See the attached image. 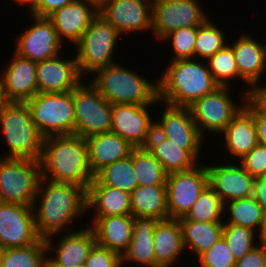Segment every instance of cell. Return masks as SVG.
I'll return each instance as SVG.
<instances>
[{
  "mask_svg": "<svg viewBox=\"0 0 266 267\" xmlns=\"http://www.w3.org/2000/svg\"><path fill=\"white\" fill-rule=\"evenodd\" d=\"M32 207L38 236L41 239L53 235L60 237L66 230L71 232L75 228L73 222L85 218L83 215L88 213L87 190L77 184L42 178Z\"/></svg>",
  "mask_w": 266,
  "mask_h": 267,
  "instance_id": "6da1fadb",
  "label": "cell"
},
{
  "mask_svg": "<svg viewBox=\"0 0 266 267\" xmlns=\"http://www.w3.org/2000/svg\"><path fill=\"white\" fill-rule=\"evenodd\" d=\"M42 178L72 183L88 189L94 179L89 166L86 139L77 135L44 137L41 156Z\"/></svg>",
  "mask_w": 266,
  "mask_h": 267,
  "instance_id": "7a4b0ae2",
  "label": "cell"
},
{
  "mask_svg": "<svg viewBox=\"0 0 266 267\" xmlns=\"http://www.w3.org/2000/svg\"><path fill=\"white\" fill-rule=\"evenodd\" d=\"M169 62L158 78V100L161 103L189 107L219 87L206 61L188 58Z\"/></svg>",
  "mask_w": 266,
  "mask_h": 267,
  "instance_id": "3957f363",
  "label": "cell"
},
{
  "mask_svg": "<svg viewBox=\"0 0 266 267\" xmlns=\"http://www.w3.org/2000/svg\"><path fill=\"white\" fill-rule=\"evenodd\" d=\"M118 62L96 71L90 83L112 105H160L158 79L156 82L141 76L131 68Z\"/></svg>",
  "mask_w": 266,
  "mask_h": 267,
  "instance_id": "277c9868",
  "label": "cell"
},
{
  "mask_svg": "<svg viewBox=\"0 0 266 267\" xmlns=\"http://www.w3.org/2000/svg\"><path fill=\"white\" fill-rule=\"evenodd\" d=\"M0 127L8 148L2 158L41 160L44 136L32 121L26 102H10L3 108Z\"/></svg>",
  "mask_w": 266,
  "mask_h": 267,
  "instance_id": "5b68a950",
  "label": "cell"
},
{
  "mask_svg": "<svg viewBox=\"0 0 266 267\" xmlns=\"http://www.w3.org/2000/svg\"><path fill=\"white\" fill-rule=\"evenodd\" d=\"M121 33L97 14L88 29L74 45L78 70L82 78L114 63L116 49Z\"/></svg>",
  "mask_w": 266,
  "mask_h": 267,
  "instance_id": "8992f818",
  "label": "cell"
},
{
  "mask_svg": "<svg viewBox=\"0 0 266 267\" xmlns=\"http://www.w3.org/2000/svg\"><path fill=\"white\" fill-rule=\"evenodd\" d=\"M41 180L40 160L0 157V202L32 206Z\"/></svg>",
  "mask_w": 266,
  "mask_h": 267,
  "instance_id": "52a82bcc",
  "label": "cell"
},
{
  "mask_svg": "<svg viewBox=\"0 0 266 267\" xmlns=\"http://www.w3.org/2000/svg\"><path fill=\"white\" fill-rule=\"evenodd\" d=\"M32 121L44 136L75 135V110L72 91L41 93L26 101Z\"/></svg>",
  "mask_w": 266,
  "mask_h": 267,
  "instance_id": "ba28073f",
  "label": "cell"
},
{
  "mask_svg": "<svg viewBox=\"0 0 266 267\" xmlns=\"http://www.w3.org/2000/svg\"><path fill=\"white\" fill-rule=\"evenodd\" d=\"M230 90L231 87L219 86L189 106L193 120L204 138L206 133L219 136L245 106L248 96L241 94V103L235 102Z\"/></svg>",
  "mask_w": 266,
  "mask_h": 267,
  "instance_id": "9c48e42d",
  "label": "cell"
},
{
  "mask_svg": "<svg viewBox=\"0 0 266 267\" xmlns=\"http://www.w3.org/2000/svg\"><path fill=\"white\" fill-rule=\"evenodd\" d=\"M85 78L72 90L75 135L89 136L111 131L112 104Z\"/></svg>",
  "mask_w": 266,
  "mask_h": 267,
  "instance_id": "30bf717a",
  "label": "cell"
},
{
  "mask_svg": "<svg viewBox=\"0 0 266 267\" xmlns=\"http://www.w3.org/2000/svg\"><path fill=\"white\" fill-rule=\"evenodd\" d=\"M200 0H156L152 2V36L161 41L170 32L198 27L208 19Z\"/></svg>",
  "mask_w": 266,
  "mask_h": 267,
  "instance_id": "8fae6325",
  "label": "cell"
},
{
  "mask_svg": "<svg viewBox=\"0 0 266 267\" xmlns=\"http://www.w3.org/2000/svg\"><path fill=\"white\" fill-rule=\"evenodd\" d=\"M208 185L205 163L199 162L192 169L168 174L166 187L169 218L185 217Z\"/></svg>",
  "mask_w": 266,
  "mask_h": 267,
  "instance_id": "7c38bea8",
  "label": "cell"
},
{
  "mask_svg": "<svg viewBox=\"0 0 266 267\" xmlns=\"http://www.w3.org/2000/svg\"><path fill=\"white\" fill-rule=\"evenodd\" d=\"M98 14L122 36L152 32V2L149 0H105L98 7Z\"/></svg>",
  "mask_w": 266,
  "mask_h": 267,
  "instance_id": "4fadbf2b",
  "label": "cell"
},
{
  "mask_svg": "<svg viewBox=\"0 0 266 267\" xmlns=\"http://www.w3.org/2000/svg\"><path fill=\"white\" fill-rule=\"evenodd\" d=\"M33 24L24 29L16 40L14 52L23 58L38 62L63 53V42L48 17L30 15Z\"/></svg>",
  "mask_w": 266,
  "mask_h": 267,
  "instance_id": "5bb4252c",
  "label": "cell"
},
{
  "mask_svg": "<svg viewBox=\"0 0 266 267\" xmlns=\"http://www.w3.org/2000/svg\"><path fill=\"white\" fill-rule=\"evenodd\" d=\"M39 239L32 206L0 202V249L26 247Z\"/></svg>",
  "mask_w": 266,
  "mask_h": 267,
  "instance_id": "9a60e30c",
  "label": "cell"
},
{
  "mask_svg": "<svg viewBox=\"0 0 266 267\" xmlns=\"http://www.w3.org/2000/svg\"><path fill=\"white\" fill-rule=\"evenodd\" d=\"M152 105H125L114 104L112 106L111 131L129 142L134 148H145L152 132L155 121L152 113Z\"/></svg>",
  "mask_w": 266,
  "mask_h": 267,
  "instance_id": "2e32d148",
  "label": "cell"
},
{
  "mask_svg": "<svg viewBox=\"0 0 266 267\" xmlns=\"http://www.w3.org/2000/svg\"><path fill=\"white\" fill-rule=\"evenodd\" d=\"M83 227L82 230L77 226V230L75 228L66 234L62 233L56 242L54 235L45 239L49 256L48 267H74L85 263L97 242L93 229L88 225ZM51 251L54 254L50 255Z\"/></svg>",
  "mask_w": 266,
  "mask_h": 267,
  "instance_id": "e0dca14e",
  "label": "cell"
},
{
  "mask_svg": "<svg viewBox=\"0 0 266 267\" xmlns=\"http://www.w3.org/2000/svg\"><path fill=\"white\" fill-rule=\"evenodd\" d=\"M249 34L241 31L237 40L229 44L239 71V80L247 84V89L242 87L240 93L247 96H251L253 89L261 83L262 76L266 74V43L263 44Z\"/></svg>",
  "mask_w": 266,
  "mask_h": 267,
  "instance_id": "ac0fdd59",
  "label": "cell"
},
{
  "mask_svg": "<svg viewBox=\"0 0 266 267\" xmlns=\"http://www.w3.org/2000/svg\"><path fill=\"white\" fill-rule=\"evenodd\" d=\"M223 160L227 163L220 164L219 162V165L217 162L215 165L207 163L209 186L224 204L228 201L252 197L256 178L250 175L239 161L232 163L231 159L230 163V160L228 162L226 158Z\"/></svg>",
  "mask_w": 266,
  "mask_h": 267,
  "instance_id": "d6986e66",
  "label": "cell"
},
{
  "mask_svg": "<svg viewBox=\"0 0 266 267\" xmlns=\"http://www.w3.org/2000/svg\"><path fill=\"white\" fill-rule=\"evenodd\" d=\"M163 104L165 110L159 118L157 116L154 119V129L175 144L183 145L185 150H202L204 137L200 134L189 107Z\"/></svg>",
  "mask_w": 266,
  "mask_h": 267,
  "instance_id": "ffe728a7",
  "label": "cell"
},
{
  "mask_svg": "<svg viewBox=\"0 0 266 267\" xmlns=\"http://www.w3.org/2000/svg\"><path fill=\"white\" fill-rule=\"evenodd\" d=\"M61 54L36 62L38 92H69L82 81L75 53L70 59L62 57Z\"/></svg>",
  "mask_w": 266,
  "mask_h": 267,
  "instance_id": "44dd1931",
  "label": "cell"
},
{
  "mask_svg": "<svg viewBox=\"0 0 266 267\" xmlns=\"http://www.w3.org/2000/svg\"><path fill=\"white\" fill-rule=\"evenodd\" d=\"M98 14V7L88 0H74L55 10L48 18L52 21L59 39L75 45Z\"/></svg>",
  "mask_w": 266,
  "mask_h": 267,
  "instance_id": "7402d4cb",
  "label": "cell"
},
{
  "mask_svg": "<svg viewBox=\"0 0 266 267\" xmlns=\"http://www.w3.org/2000/svg\"><path fill=\"white\" fill-rule=\"evenodd\" d=\"M12 61L2 71L10 102H26L38 93L36 62L13 52Z\"/></svg>",
  "mask_w": 266,
  "mask_h": 267,
  "instance_id": "603a6c76",
  "label": "cell"
},
{
  "mask_svg": "<svg viewBox=\"0 0 266 267\" xmlns=\"http://www.w3.org/2000/svg\"><path fill=\"white\" fill-rule=\"evenodd\" d=\"M90 220L91 223H86L93 229L97 244L115 251L122 257L130 245L134 216L132 214L113 215L93 217Z\"/></svg>",
  "mask_w": 266,
  "mask_h": 267,
  "instance_id": "cb8c5ba5",
  "label": "cell"
},
{
  "mask_svg": "<svg viewBox=\"0 0 266 267\" xmlns=\"http://www.w3.org/2000/svg\"><path fill=\"white\" fill-rule=\"evenodd\" d=\"M145 149L162 164L167 174L192 169L202 158V150H185L183 145L175 144L155 129Z\"/></svg>",
  "mask_w": 266,
  "mask_h": 267,
  "instance_id": "d4e9b609",
  "label": "cell"
},
{
  "mask_svg": "<svg viewBox=\"0 0 266 267\" xmlns=\"http://www.w3.org/2000/svg\"><path fill=\"white\" fill-rule=\"evenodd\" d=\"M86 143L89 166L93 175L105 166L129 157L135 149L112 131L89 136L86 138Z\"/></svg>",
  "mask_w": 266,
  "mask_h": 267,
  "instance_id": "484cf974",
  "label": "cell"
},
{
  "mask_svg": "<svg viewBox=\"0 0 266 267\" xmlns=\"http://www.w3.org/2000/svg\"><path fill=\"white\" fill-rule=\"evenodd\" d=\"M220 136L223 137L225 143L223 146L226 148V152L230 154L228 159L233 157L232 161H240L258 144L257 130L253 115L243 107L219 137Z\"/></svg>",
  "mask_w": 266,
  "mask_h": 267,
  "instance_id": "4316f807",
  "label": "cell"
},
{
  "mask_svg": "<svg viewBox=\"0 0 266 267\" xmlns=\"http://www.w3.org/2000/svg\"><path fill=\"white\" fill-rule=\"evenodd\" d=\"M158 221L154 217H134L130 245L121 257L122 267L129 263L144 267H156L153 238Z\"/></svg>",
  "mask_w": 266,
  "mask_h": 267,
  "instance_id": "83f0119b",
  "label": "cell"
},
{
  "mask_svg": "<svg viewBox=\"0 0 266 267\" xmlns=\"http://www.w3.org/2000/svg\"><path fill=\"white\" fill-rule=\"evenodd\" d=\"M153 241L156 267L176 266L179 258L186 254L178 219L159 220L155 226Z\"/></svg>",
  "mask_w": 266,
  "mask_h": 267,
  "instance_id": "f1b7e54d",
  "label": "cell"
},
{
  "mask_svg": "<svg viewBox=\"0 0 266 267\" xmlns=\"http://www.w3.org/2000/svg\"><path fill=\"white\" fill-rule=\"evenodd\" d=\"M87 210L93 211V217L131 214L130 193L102 184H90L87 189Z\"/></svg>",
  "mask_w": 266,
  "mask_h": 267,
  "instance_id": "f546056e",
  "label": "cell"
},
{
  "mask_svg": "<svg viewBox=\"0 0 266 267\" xmlns=\"http://www.w3.org/2000/svg\"><path fill=\"white\" fill-rule=\"evenodd\" d=\"M185 251L191 250L196 258L211 248L223 235L224 222L191 221L185 217L178 219ZM189 248V249H188Z\"/></svg>",
  "mask_w": 266,
  "mask_h": 267,
  "instance_id": "4dcf8cb0",
  "label": "cell"
},
{
  "mask_svg": "<svg viewBox=\"0 0 266 267\" xmlns=\"http://www.w3.org/2000/svg\"><path fill=\"white\" fill-rule=\"evenodd\" d=\"M131 196V214L134 217L169 219L166 185L137 186Z\"/></svg>",
  "mask_w": 266,
  "mask_h": 267,
  "instance_id": "1f68e13d",
  "label": "cell"
},
{
  "mask_svg": "<svg viewBox=\"0 0 266 267\" xmlns=\"http://www.w3.org/2000/svg\"><path fill=\"white\" fill-rule=\"evenodd\" d=\"M224 216L227 218L224 219V224L248 227L260 235L264 226L265 210L252 196L226 202Z\"/></svg>",
  "mask_w": 266,
  "mask_h": 267,
  "instance_id": "d6a6232c",
  "label": "cell"
},
{
  "mask_svg": "<svg viewBox=\"0 0 266 267\" xmlns=\"http://www.w3.org/2000/svg\"><path fill=\"white\" fill-rule=\"evenodd\" d=\"M0 267H48L45 239L26 247L0 249Z\"/></svg>",
  "mask_w": 266,
  "mask_h": 267,
  "instance_id": "836d02e7",
  "label": "cell"
},
{
  "mask_svg": "<svg viewBox=\"0 0 266 267\" xmlns=\"http://www.w3.org/2000/svg\"><path fill=\"white\" fill-rule=\"evenodd\" d=\"M90 184H102L131 194L138 186L132 164V152L129 157L107 165L98 171Z\"/></svg>",
  "mask_w": 266,
  "mask_h": 267,
  "instance_id": "e575fe53",
  "label": "cell"
},
{
  "mask_svg": "<svg viewBox=\"0 0 266 267\" xmlns=\"http://www.w3.org/2000/svg\"><path fill=\"white\" fill-rule=\"evenodd\" d=\"M132 164L138 186L166 185L167 173L162 164L145 148L132 151Z\"/></svg>",
  "mask_w": 266,
  "mask_h": 267,
  "instance_id": "d590c367",
  "label": "cell"
},
{
  "mask_svg": "<svg viewBox=\"0 0 266 267\" xmlns=\"http://www.w3.org/2000/svg\"><path fill=\"white\" fill-rule=\"evenodd\" d=\"M210 18L198 26L197 37L194 46V58L207 61L217 51L223 49L227 44L225 33L216 26ZM198 57V58H197Z\"/></svg>",
  "mask_w": 266,
  "mask_h": 267,
  "instance_id": "8d00e7d4",
  "label": "cell"
},
{
  "mask_svg": "<svg viewBox=\"0 0 266 267\" xmlns=\"http://www.w3.org/2000/svg\"><path fill=\"white\" fill-rule=\"evenodd\" d=\"M185 218L195 222L224 221V203L208 185L186 214Z\"/></svg>",
  "mask_w": 266,
  "mask_h": 267,
  "instance_id": "74e56055",
  "label": "cell"
},
{
  "mask_svg": "<svg viewBox=\"0 0 266 267\" xmlns=\"http://www.w3.org/2000/svg\"><path fill=\"white\" fill-rule=\"evenodd\" d=\"M208 68L215 83L220 87H233L232 82L239 79V71L235 62L232 47L227 44L207 61ZM235 78V79H234ZM232 79H234L232 81Z\"/></svg>",
  "mask_w": 266,
  "mask_h": 267,
  "instance_id": "f35d334b",
  "label": "cell"
},
{
  "mask_svg": "<svg viewBox=\"0 0 266 267\" xmlns=\"http://www.w3.org/2000/svg\"><path fill=\"white\" fill-rule=\"evenodd\" d=\"M222 237L226 240L236 261L260 244V237L256 231L233 224H224Z\"/></svg>",
  "mask_w": 266,
  "mask_h": 267,
  "instance_id": "ab89813d",
  "label": "cell"
},
{
  "mask_svg": "<svg viewBox=\"0 0 266 267\" xmlns=\"http://www.w3.org/2000/svg\"><path fill=\"white\" fill-rule=\"evenodd\" d=\"M198 27H185L176 29L166 35L161 41H170L171 60L194 58V46L197 37Z\"/></svg>",
  "mask_w": 266,
  "mask_h": 267,
  "instance_id": "60d3db41",
  "label": "cell"
},
{
  "mask_svg": "<svg viewBox=\"0 0 266 267\" xmlns=\"http://www.w3.org/2000/svg\"><path fill=\"white\" fill-rule=\"evenodd\" d=\"M197 259V265L200 267H234L236 263V259L223 237L211 248L201 253Z\"/></svg>",
  "mask_w": 266,
  "mask_h": 267,
  "instance_id": "b9f144b4",
  "label": "cell"
},
{
  "mask_svg": "<svg viewBox=\"0 0 266 267\" xmlns=\"http://www.w3.org/2000/svg\"><path fill=\"white\" fill-rule=\"evenodd\" d=\"M86 267H122L121 256L97 243L94 245L85 261Z\"/></svg>",
  "mask_w": 266,
  "mask_h": 267,
  "instance_id": "7bdbcfd3",
  "label": "cell"
},
{
  "mask_svg": "<svg viewBox=\"0 0 266 267\" xmlns=\"http://www.w3.org/2000/svg\"><path fill=\"white\" fill-rule=\"evenodd\" d=\"M239 162L255 178L266 175V146L257 144Z\"/></svg>",
  "mask_w": 266,
  "mask_h": 267,
  "instance_id": "ee69618b",
  "label": "cell"
},
{
  "mask_svg": "<svg viewBox=\"0 0 266 267\" xmlns=\"http://www.w3.org/2000/svg\"><path fill=\"white\" fill-rule=\"evenodd\" d=\"M244 107L255 120L258 144L266 146V111L251 96L246 99Z\"/></svg>",
  "mask_w": 266,
  "mask_h": 267,
  "instance_id": "f6af8a7d",
  "label": "cell"
},
{
  "mask_svg": "<svg viewBox=\"0 0 266 267\" xmlns=\"http://www.w3.org/2000/svg\"><path fill=\"white\" fill-rule=\"evenodd\" d=\"M234 267H266V245L260 243L236 261Z\"/></svg>",
  "mask_w": 266,
  "mask_h": 267,
  "instance_id": "bcb514c9",
  "label": "cell"
},
{
  "mask_svg": "<svg viewBox=\"0 0 266 267\" xmlns=\"http://www.w3.org/2000/svg\"><path fill=\"white\" fill-rule=\"evenodd\" d=\"M74 0H39V17H48L55 10L69 5Z\"/></svg>",
  "mask_w": 266,
  "mask_h": 267,
  "instance_id": "7dc6e473",
  "label": "cell"
},
{
  "mask_svg": "<svg viewBox=\"0 0 266 267\" xmlns=\"http://www.w3.org/2000/svg\"><path fill=\"white\" fill-rule=\"evenodd\" d=\"M253 197L266 211V175L256 178Z\"/></svg>",
  "mask_w": 266,
  "mask_h": 267,
  "instance_id": "c3c4849f",
  "label": "cell"
},
{
  "mask_svg": "<svg viewBox=\"0 0 266 267\" xmlns=\"http://www.w3.org/2000/svg\"><path fill=\"white\" fill-rule=\"evenodd\" d=\"M251 97L266 111V83L257 85L251 94Z\"/></svg>",
  "mask_w": 266,
  "mask_h": 267,
  "instance_id": "681fc988",
  "label": "cell"
},
{
  "mask_svg": "<svg viewBox=\"0 0 266 267\" xmlns=\"http://www.w3.org/2000/svg\"><path fill=\"white\" fill-rule=\"evenodd\" d=\"M18 4V7L28 6L30 15L39 16V0H12Z\"/></svg>",
  "mask_w": 266,
  "mask_h": 267,
  "instance_id": "f907efd6",
  "label": "cell"
},
{
  "mask_svg": "<svg viewBox=\"0 0 266 267\" xmlns=\"http://www.w3.org/2000/svg\"><path fill=\"white\" fill-rule=\"evenodd\" d=\"M0 111L5 108L9 103L10 100L8 99L5 91V86H4V80H3V75L0 73Z\"/></svg>",
  "mask_w": 266,
  "mask_h": 267,
  "instance_id": "816d5d0a",
  "label": "cell"
},
{
  "mask_svg": "<svg viewBox=\"0 0 266 267\" xmlns=\"http://www.w3.org/2000/svg\"><path fill=\"white\" fill-rule=\"evenodd\" d=\"M259 237H260V243L266 245V211H265V217H264V226L262 228V231Z\"/></svg>",
  "mask_w": 266,
  "mask_h": 267,
  "instance_id": "f5cc1de1",
  "label": "cell"
},
{
  "mask_svg": "<svg viewBox=\"0 0 266 267\" xmlns=\"http://www.w3.org/2000/svg\"><path fill=\"white\" fill-rule=\"evenodd\" d=\"M94 3L97 7H99L105 0H88Z\"/></svg>",
  "mask_w": 266,
  "mask_h": 267,
  "instance_id": "db71d44e",
  "label": "cell"
},
{
  "mask_svg": "<svg viewBox=\"0 0 266 267\" xmlns=\"http://www.w3.org/2000/svg\"><path fill=\"white\" fill-rule=\"evenodd\" d=\"M74 267H86L85 263L83 264H80V265H77V266H74Z\"/></svg>",
  "mask_w": 266,
  "mask_h": 267,
  "instance_id": "11a10c76",
  "label": "cell"
}]
</instances>
